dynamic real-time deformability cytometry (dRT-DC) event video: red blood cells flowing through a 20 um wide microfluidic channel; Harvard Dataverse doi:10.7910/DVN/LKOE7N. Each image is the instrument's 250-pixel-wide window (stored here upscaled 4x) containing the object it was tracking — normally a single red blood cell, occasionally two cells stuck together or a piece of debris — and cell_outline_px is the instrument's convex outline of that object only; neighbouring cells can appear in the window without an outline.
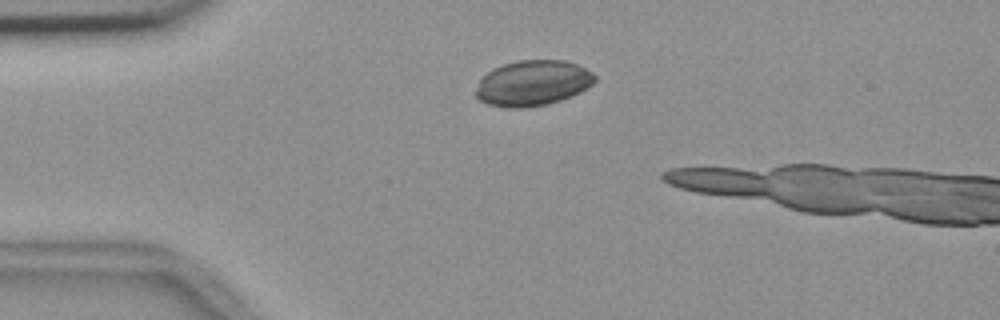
{"species": "common noctule bat (a hibernating species)", "species_latin": "Nyctalus noctula", "temperature_condition": "room temperature", "stored_images_in_passage": 2, "camera_frame_rate_fps": 3000, "um_per_image_px": 0.085, "animal": {"sex": "female", "body_mass_g": 18.4}, "frame": {"image": 1, "passage_image": 1, "time_ms": 0.0, "image_size_px": [1000, 320], "cell_outline_px": [[596, 80], [592, 84], [580, 92], [572, 96], [548, 104], [524, 108], [508, 108], [488, 104], [480, 100], [476, 96], [476, 88], [480, 80], [492, 68], [516, 60], [564, 60], [576, 64], [592, 72], [596, 76]], "centroid_in_image_um": [45.28, 7.06], "position_along_channel_um": 39.7, "area_um2": 31.56}}